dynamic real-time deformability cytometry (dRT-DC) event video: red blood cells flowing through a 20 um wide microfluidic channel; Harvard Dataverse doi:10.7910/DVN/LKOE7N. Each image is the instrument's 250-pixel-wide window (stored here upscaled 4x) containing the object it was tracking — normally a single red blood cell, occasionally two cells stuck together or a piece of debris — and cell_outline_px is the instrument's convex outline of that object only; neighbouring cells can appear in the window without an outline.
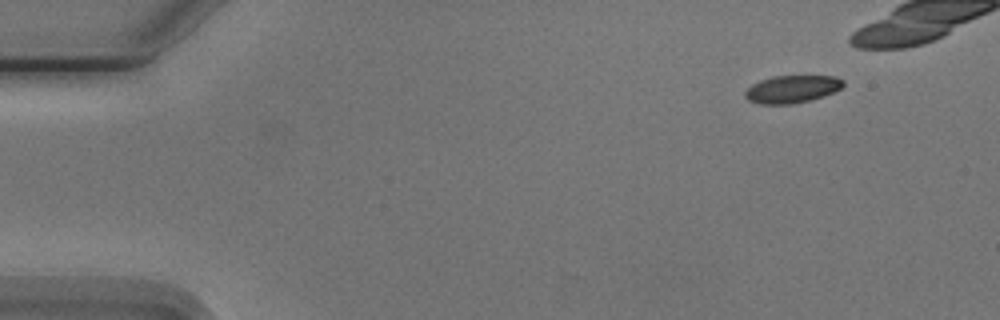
{"species": "Egyptian fruit bat (a non-hibernating species)", "species_latin": "Rousettus aegyptiacus", "temperature_condition": "cold", "stored_images_in_passage": 8, "camera_frame_rate_fps": 3000, "um_per_image_px": 0.085, "animal": {"sex": "male"}, "frame": {"image": 1, "passage_image": 1, "time_ms": 0.0, "image_size_px": [1000, 320], "cell_outline_px": [[844, 84], [840, 88], [824, 96], [792, 104], [760, 104], [748, 100], [744, 96], [744, 92], [752, 84], [760, 80], [772, 76], [836, 76], [844, 80]], "centroid_in_image_um": [67.3, 7.57], "position_along_channel_um": 17.7, "area_um2": 15.72}}
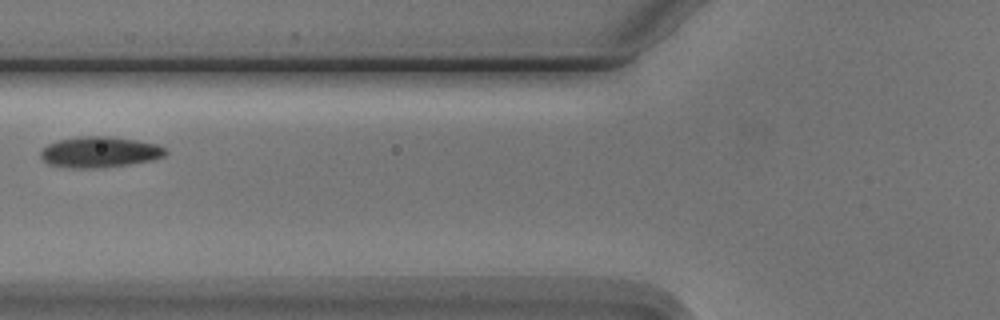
{"frame": {"image": 2, "passage_image": 7, "time_ms": 7.667, "image_size_px": [1000, 320], "cell_outline_px": [[168, 152], [164, 156], [152, 160], [104, 168], [72, 168], [48, 164], [40, 156], [40, 148], [56, 140], [80, 136], [108, 136], [136, 140], [160, 144]], "centroid_in_image_um": [8.45, 12.92], "position_along_channel_um": 117.3, "area_um2": 22.72}}
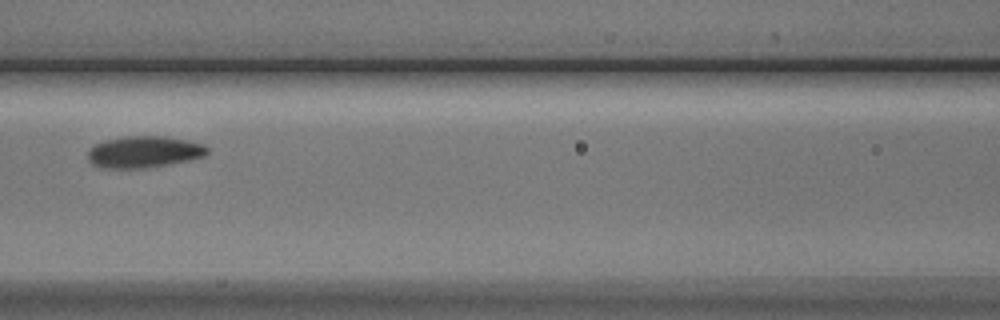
{"frame": {"image": 3, "passage_image": 8, "time_ms": 8.667, "image_size_px": [1000, 320], "cell_outline_px": [[208, 152], [204, 156], [188, 160], [168, 164], [144, 168], [100, 168], [92, 164], [88, 160], [88, 152], [96, 144], [104, 140], [124, 136], [164, 136], [204, 144], [208, 148]], "centroid_in_image_um": [12.22, 12.91], "position_along_channel_um": 154.4, "area_um2": 21.91}}